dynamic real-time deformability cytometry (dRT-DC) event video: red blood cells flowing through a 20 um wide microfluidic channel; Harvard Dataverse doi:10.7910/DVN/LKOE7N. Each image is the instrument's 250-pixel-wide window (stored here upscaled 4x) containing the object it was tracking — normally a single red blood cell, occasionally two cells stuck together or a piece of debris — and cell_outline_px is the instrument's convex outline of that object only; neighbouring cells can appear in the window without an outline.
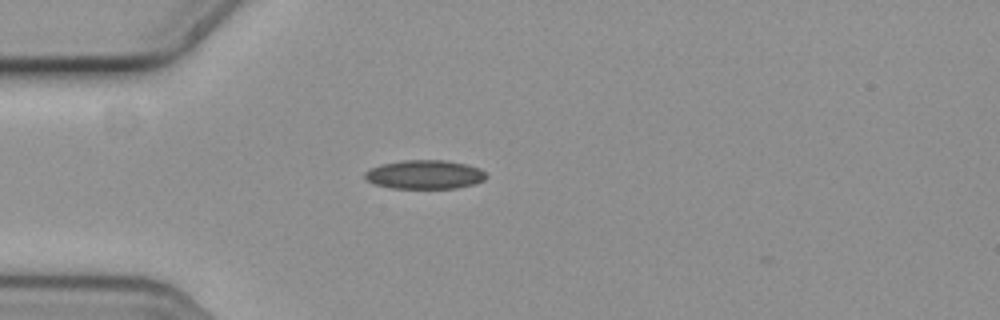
{"species": "common noctule bat (a hibernating species)", "species_latin": "Nyctalus noctula", "temperature_condition": "cold", "stored_images_in_passage": 7, "camera_frame_rate_fps": 3000, "um_per_image_px": 0.085, "animal": {"sex": "female", "body_mass_g": 19.3, "forearm_length_mm": 54.1}, "frame": {"image": 1, "passage_image": 6, "time_ms": 1.667, "image_size_px": [1000, 320], "cell_outline_px": [[488, 176], [484, 180], [472, 184], [456, 188], [392, 188], [376, 184], [368, 180], [364, 176], [364, 172], [380, 164], [400, 160], [448, 160], [468, 164], [480, 168]], "centroid_in_image_um": [36.12, 14.82], "position_along_channel_um": 48.9, "area_um2": 20.46}}